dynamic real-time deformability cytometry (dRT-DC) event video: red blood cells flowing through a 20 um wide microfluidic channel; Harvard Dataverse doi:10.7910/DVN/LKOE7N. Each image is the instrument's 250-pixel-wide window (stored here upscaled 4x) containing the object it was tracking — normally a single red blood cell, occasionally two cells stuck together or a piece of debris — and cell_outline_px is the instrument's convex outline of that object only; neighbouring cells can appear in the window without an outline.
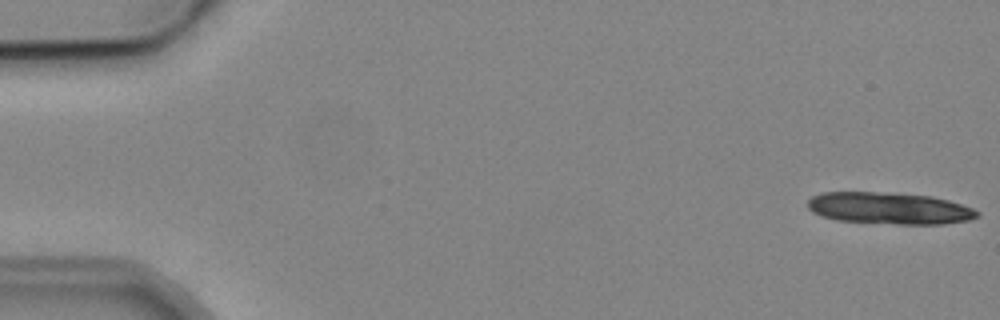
{"species": "common noctule bat (a hibernating species)", "species_latin": "Nyctalus noctula", "temperature_condition": "cold", "stored_images_in_passage": 6, "camera_frame_rate_fps": 3000, "um_per_image_px": 0.085, "animal": {"sex": "male", "body_mass_g": 19.2, "forearm_length_mm": 51.8}, "frame": {"image": 1, "passage_image": 1, "time_ms": 0.0, "image_size_px": [1000, 320], "cell_outline_px": [[980, 216], [968, 220], [944, 224], [896, 224], [836, 220], [820, 216], [812, 212], [808, 208], [808, 200], [812, 196], [820, 192], [876, 192], [932, 196], [948, 200], [972, 208], [980, 212]], "centroid_in_image_um": [75.57, 17.7], "position_along_channel_um": 9.4, "area_um2": 31.44}}